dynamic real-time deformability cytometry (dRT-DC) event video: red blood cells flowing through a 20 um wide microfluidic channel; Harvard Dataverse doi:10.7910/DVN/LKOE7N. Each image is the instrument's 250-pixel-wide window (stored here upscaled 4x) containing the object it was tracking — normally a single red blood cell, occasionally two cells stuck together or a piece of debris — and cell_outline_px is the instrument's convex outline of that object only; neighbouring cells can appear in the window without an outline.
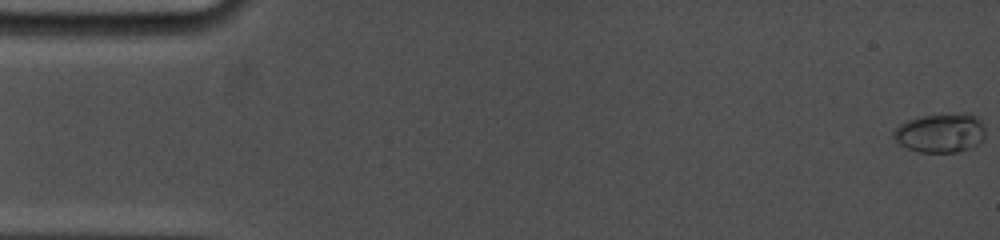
{"species": "common noctule bat (a hibernating species)", "species_latin": "Nyctalus noctula", "temperature_condition": "cold", "stored_images_in_passage": 62, "camera_frame_rate_fps": 5000, "um_per_image_px": 0.085, "animal": {"sex": "female", "body_mass_g": 19.0, "forearm_length_mm": 53.3}, "frame": {"image": 1, "passage_image": 1, "time_ms": 0.0, "image_size_px": [1000, 240], "cell_outline_px": [[984, 140], [968, 148], [956, 152], [920, 152], [908, 148], [900, 144], [892, 136], [892, 132], [900, 124], [908, 120], [924, 116], [964, 112], [968, 112], [976, 116], [980, 120], [984, 128]], "centroid_in_image_um": [79.95, 11.28], "position_along_channel_um": 5.1, "area_um2": 20.87}}
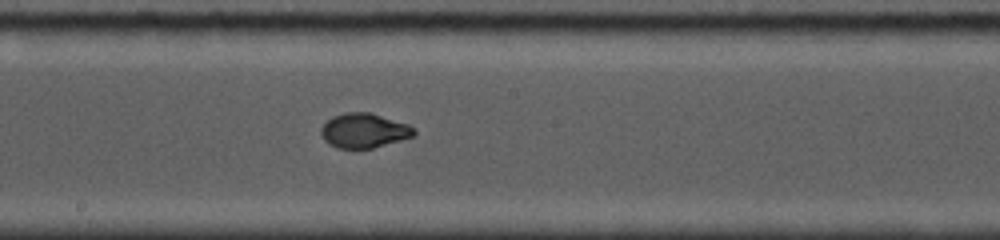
{"frame": {"image": 2, "passage_image": 36, "time_ms": 9.2, "image_size_px": [1000, 240], "cell_outline_px": [[416, 132], [412, 136], [400, 140], [372, 148], [336, 148], [328, 144], [324, 140], [320, 132], [320, 128], [332, 116], [344, 112], [368, 112], [408, 124], [416, 128]], "centroid_in_image_um": [30.91, 11.1], "position_along_channel_um": 217.3, "area_um2": 18.67}}
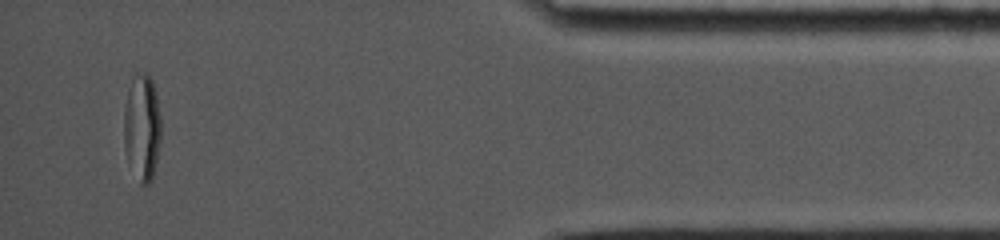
{"frame": {"image": 3, "passage_image": 61, "time_ms": 15.6, "image_size_px": [1000, 240], "cell_outline_px": [[160, 140], [152, 180], [148, 184], [140, 184], [128, 160], [124, 148], [124, 108], [128, 88], [136, 72], [144, 72], [152, 80], [156, 96], [160, 116]], "centroid_in_image_um": [12.06, 10.81], "position_along_channel_um": 423.1, "area_um2": 22.89}}